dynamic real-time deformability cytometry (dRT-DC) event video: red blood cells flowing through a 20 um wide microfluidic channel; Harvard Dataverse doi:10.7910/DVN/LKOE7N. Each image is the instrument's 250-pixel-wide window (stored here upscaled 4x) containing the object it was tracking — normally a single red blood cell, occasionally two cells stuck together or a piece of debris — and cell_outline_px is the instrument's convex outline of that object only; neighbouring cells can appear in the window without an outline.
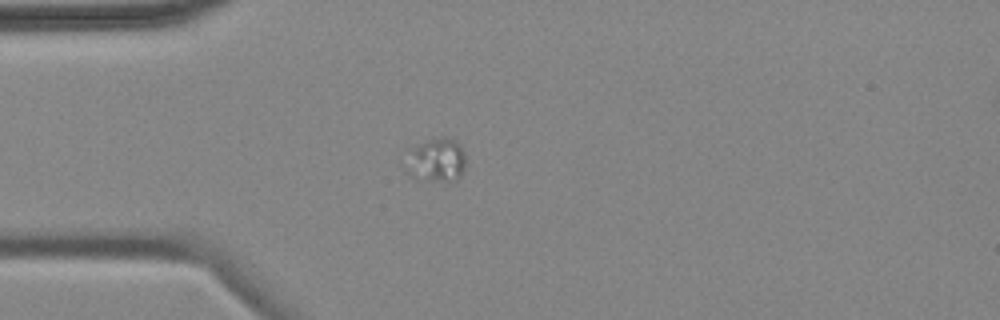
{"species": "common noctule bat (a hibernating species)", "species_latin": "Nyctalus noctula", "temperature_condition": "cold", "stored_images_in_passage": 5, "camera_frame_rate_fps": 3000, "um_per_image_px": 0.085, "animal": {"sex": "female", "body_mass_g": 18.4}, "frame": {"image": 1, "passage_image": 5, "time_ms": 4.667, "image_size_px": [1000, 320], "cell_outline_px": [[464, 168], [460, 176], [456, 180], [416, 180], [404, 172], [400, 164], [416, 148], [440, 136], [448, 136], [460, 144], [464, 152]], "centroid_in_image_um": [37.04, 13.65], "position_along_channel_um": 48.0, "area_um2": 15.32}}